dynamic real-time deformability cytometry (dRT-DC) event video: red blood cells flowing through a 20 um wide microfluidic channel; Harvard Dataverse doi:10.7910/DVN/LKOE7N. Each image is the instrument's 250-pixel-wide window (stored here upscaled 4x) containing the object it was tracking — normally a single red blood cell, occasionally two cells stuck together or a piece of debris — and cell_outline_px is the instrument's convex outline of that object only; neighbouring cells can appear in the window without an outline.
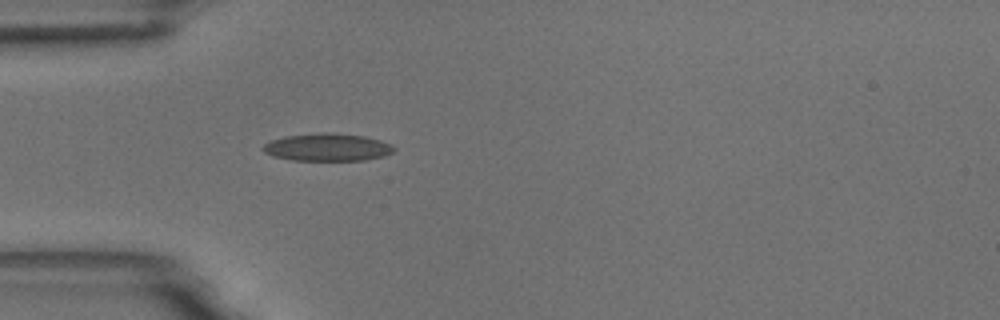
{"species": "common noctule bat (a hibernating species)", "species_latin": "Nyctalus noctula", "temperature_condition": "room temperature", "stored_images_in_passage": 4, "camera_frame_rate_fps": 3000, "um_per_image_px": 0.085, "animal": {"sex": "male", "body_mass_g": 18.8}, "frame": {"image": 1, "passage_image": 4, "time_ms": 3.333, "image_size_px": [1000, 320], "cell_outline_px": [[396, 148], [392, 152], [384, 156], [364, 160], [292, 160], [272, 156], [264, 152], [260, 148], [264, 144], [272, 140], [284, 136], [324, 132], [364, 136], [380, 140], [392, 144]], "centroid_in_image_um": [27.82, 12.52], "position_along_channel_um": 57.2, "area_um2": 21.04}}